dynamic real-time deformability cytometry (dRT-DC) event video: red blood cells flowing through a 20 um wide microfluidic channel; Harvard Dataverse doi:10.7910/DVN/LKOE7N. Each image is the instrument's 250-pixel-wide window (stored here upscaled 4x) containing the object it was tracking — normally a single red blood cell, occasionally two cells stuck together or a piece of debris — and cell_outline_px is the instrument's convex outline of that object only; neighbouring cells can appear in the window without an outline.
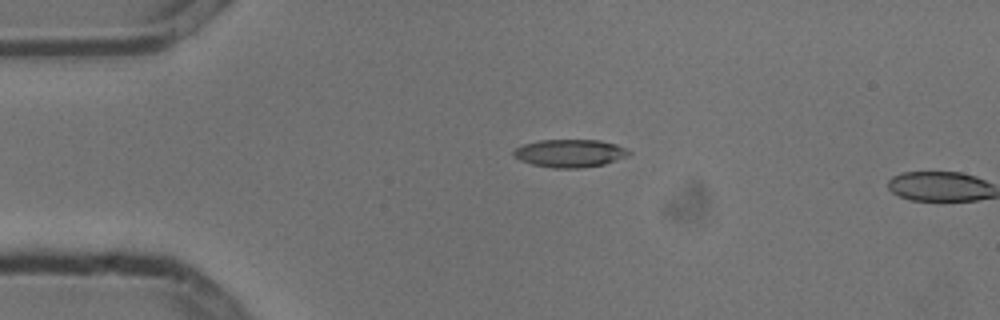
{"species": "common noctule bat (a hibernating species)", "species_latin": "Nyctalus noctula", "temperature_condition": "cold", "stored_images_in_passage": 4, "camera_frame_rate_fps": 3000, "um_per_image_px": 0.085, "animal": {"sex": "male", "body_mass_g": 13.3}, "frame": {"image": 1, "passage_image": 3, "time_ms": 0.667, "image_size_px": [1000, 320], "cell_outline_px": [[632, 152], [628, 156], [604, 164], [580, 168], [552, 168], [532, 164], [520, 160], [512, 156], [512, 152], [516, 148], [524, 144], [540, 140], [600, 140], [616, 144]], "centroid_in_image_um": [48.43, 13.03], "position_along_channel_um": 36.6, "area_um2": 18.73}}